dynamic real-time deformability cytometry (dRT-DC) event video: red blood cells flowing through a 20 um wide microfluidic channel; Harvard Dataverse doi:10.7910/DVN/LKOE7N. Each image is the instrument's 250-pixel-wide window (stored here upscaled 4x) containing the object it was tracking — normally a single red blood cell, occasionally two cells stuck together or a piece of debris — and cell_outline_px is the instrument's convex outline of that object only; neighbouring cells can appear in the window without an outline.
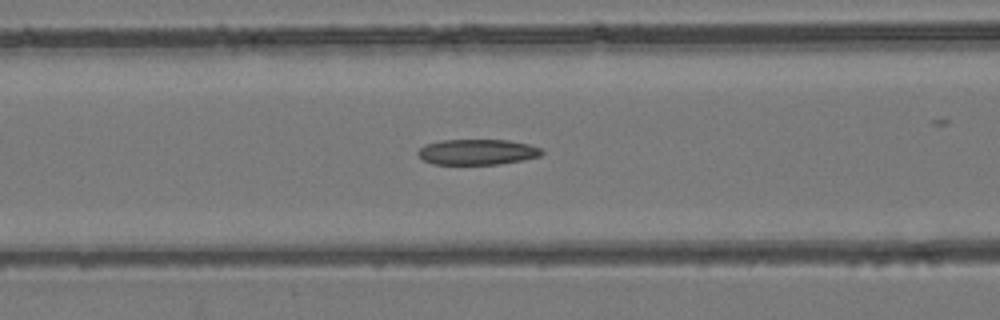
{"species": "common noctule bat (a hibernating species)", "species_latin": "Nyctalus noctula", "temperature_condition": "room temperature", "stored_images_in_passage": 53, "camera_frame_rate_fps": 3000, "um_per_image_px": 0.085, "animal": {"sex": "female", "body_mass_g": 24.6, "forearm_length_mm": 56.2}, "frame": {"image": 1, "passage_image": 22, "time_ms": 7.0, "image_size_px": [1000, 320], "cell_outline_px": [[544, 152], [540, 156], [524, 160], [500, 164], [432, 164], [424, 160], [416, 152], [424, 144], [440, 140], [508, 140], [528, 144], [540, 148]], "centroid_in_image_um": [40.56, 12.92], "position_along_channel_um": 126.0, "area_um2": 18.5}}
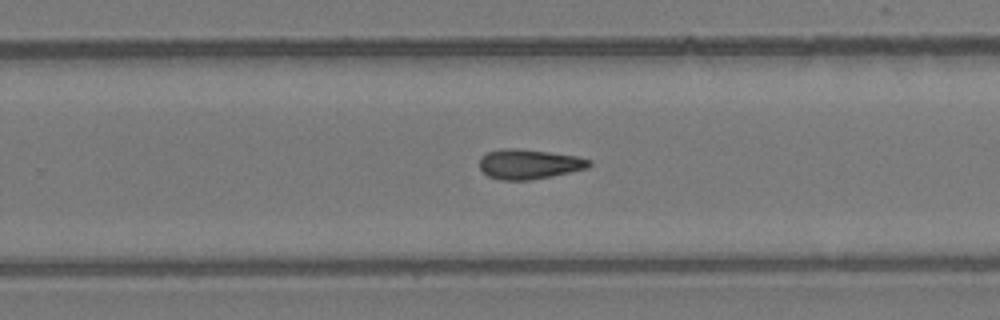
{"frame": {"image": 2, "passage_image": 34, "time_ms": 11.0, "image_size_px": [1000, 320], "cell_outline_px": [[592, 164], [588, 168], [552, 176], [528, 180], [500, 180], [488, 176], [480, 168], [480, 156], [488, 152], [504, 148], [516, 148], [548, 152], [576, 156], [592, 160]], "centroid_in_image_um": [44.97, 13.95], "position_along_channel_um": 284.8, "area_um2": 19.02}}
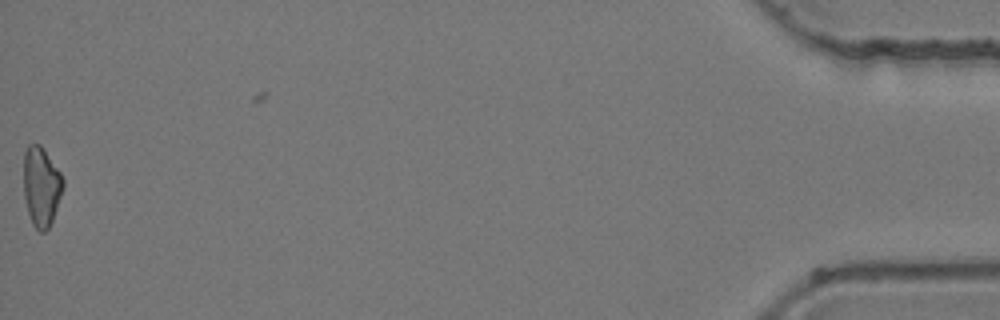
{"frame": {"image": 3, "passage_image": 53, "time_ms": 17.333, "image_size_px": [1000, 320], "cell_outline_px": [[64, 188], [52, 220], [48, 228], [44, 232], [40, 232], [32, 224], [28, 212], [24, 196], [24, 152], [28, 144], [40, 144], [60, 172], [64, 180]], "centroid_in_image_um": [3.51, 15.85], "position_along_channel_um": 431.7, "area_um2": 18.21}}